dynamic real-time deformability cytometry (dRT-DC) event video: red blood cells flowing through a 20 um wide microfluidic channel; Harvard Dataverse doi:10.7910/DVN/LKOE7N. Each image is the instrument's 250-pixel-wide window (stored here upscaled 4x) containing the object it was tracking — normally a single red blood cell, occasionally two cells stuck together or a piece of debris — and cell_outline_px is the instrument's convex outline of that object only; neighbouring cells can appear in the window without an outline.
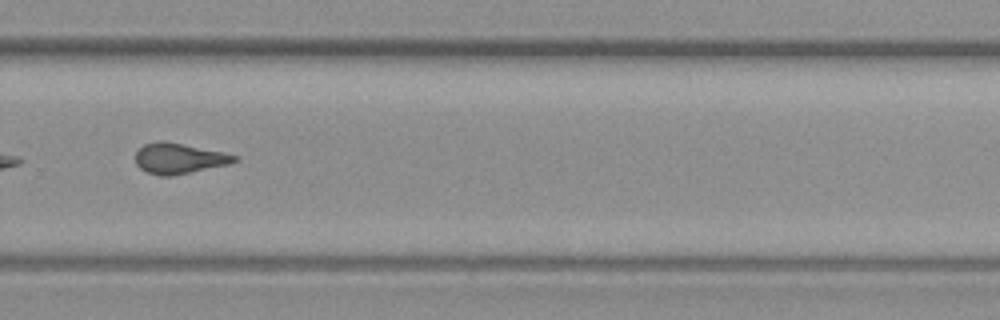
{"species": "common noctule bat (a hibernating species)", "species_latin": "Nyctalus noctula", "temperature_condition": "warm", "stored_images_in_passage": 41, "camera_frame_rate_fps": 3000, "um_per_image_px": 0.085, "animal": {"sex": "female", "body_mass_g": 19.3, "forearm_length_mm": 54.1}, "frame": {"image": 1, "passage_image": 24, "time_ms": 7.667, "image_size_px": [1000, 320], "cell_outline_px": [[240, 160], [228, 164], [172, 176], [160, 176], [148, 172], [140, 168], [136, 164], [136, 152], [144, 144], [160, 140], [224, 152], [240, 156]], "centroid_in_image_um": [15.24, 13.47], "position_along_channel_um": 314.6, "area_um2": 17.51}}